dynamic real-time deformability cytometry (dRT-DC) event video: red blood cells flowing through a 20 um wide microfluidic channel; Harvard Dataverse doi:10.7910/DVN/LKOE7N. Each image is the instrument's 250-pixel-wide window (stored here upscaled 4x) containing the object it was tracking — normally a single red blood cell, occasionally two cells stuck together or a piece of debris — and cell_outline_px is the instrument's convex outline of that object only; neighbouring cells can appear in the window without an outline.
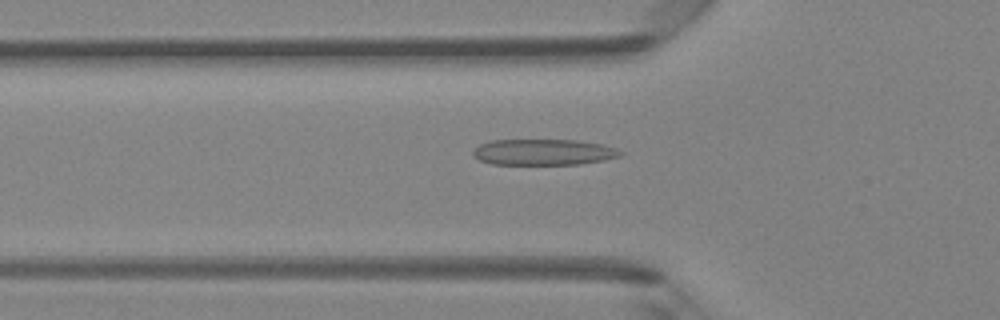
{"species": "Egyptian fruit bat (a non-hibernating species)", "species_latin": "Rousettus aegyptiacus", "temperature_condition": "room temperature", "stored_images_in_passage": 48, "camera_frame_rate_fps": 3000, "um_per_image_px": 0.085, "animal": {"sex": "female"}, "frame": {"image": 1, "passage_image": 16, "time_ms": 5.0, "image_size_px": [1000, 320], "cell_outline_px": [[624, 152], [620, 156], [604, 160], [580, 164], [492, 164], [480, 160], [472, 156], [472, 152], [480, 144], [492, 140], [576, 140], [600, 144], [616, 148]], "centroid_in_image_um": [46.19, 12.93], "position_along_channel_um": 79.6, "area_um2": 22.25}}
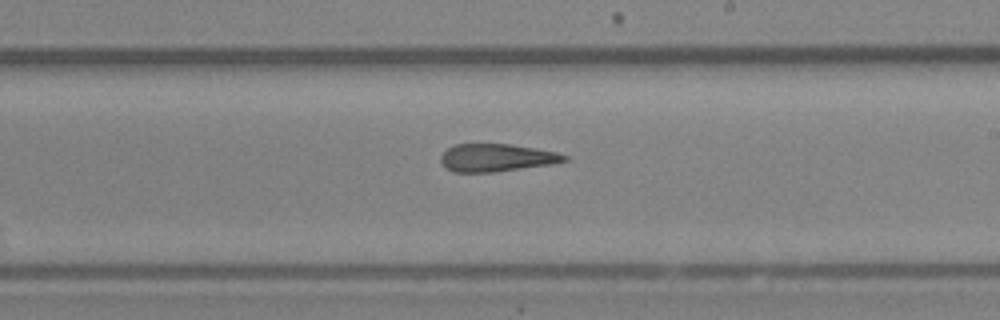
{"frame": {"image": 2, "passage_image": 28, "time_ms": 9.0, "image_size_px": [1000, 320], "cell_outline_px": [[568, 160], [552, 164], [496, 172], [452, 172], [444, 168], [440, 160], [440, 156], [448, 148], [456, 144], [508, 144], [556, 152], [568, 156]], "centroid_in_image_um": [42.17, 13.42], "position_along_channel_um": 246.8, "area_um2": 19.94}}
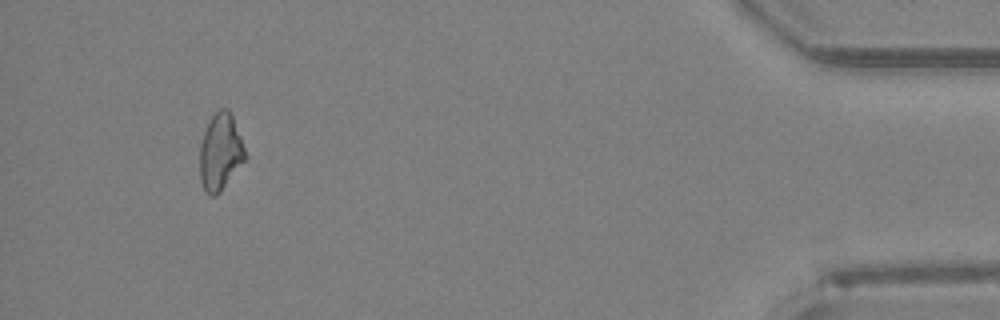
{"frame": {"image": 3, "passage_image": 45, "time_ms": 14.667, "image_size_px": [1000, 320], "cell_outline_px": [[248, 156], [220, 192], [216, 196], [208, 196], [204, 192], [200, 180], [200, 144], [204, 132], [212, 116], [220, 108], [228, 108], [232, 116]], "centroid_in_image_um": [18.72, 12.96], "position_along_channel_um": 416.5, "area_um2": 20.29}, "authors_computed_cell_mechanics": {"area_um2": 21.386, "velocity_mm_per_s": 4.1898, "shape_relaxation_time_tau1_ms": null, "shape_relaxation_time_tau2_ms": 2.7173, "deformation_change_tau1": null, "deformation_change_tau2": 0.1432}}